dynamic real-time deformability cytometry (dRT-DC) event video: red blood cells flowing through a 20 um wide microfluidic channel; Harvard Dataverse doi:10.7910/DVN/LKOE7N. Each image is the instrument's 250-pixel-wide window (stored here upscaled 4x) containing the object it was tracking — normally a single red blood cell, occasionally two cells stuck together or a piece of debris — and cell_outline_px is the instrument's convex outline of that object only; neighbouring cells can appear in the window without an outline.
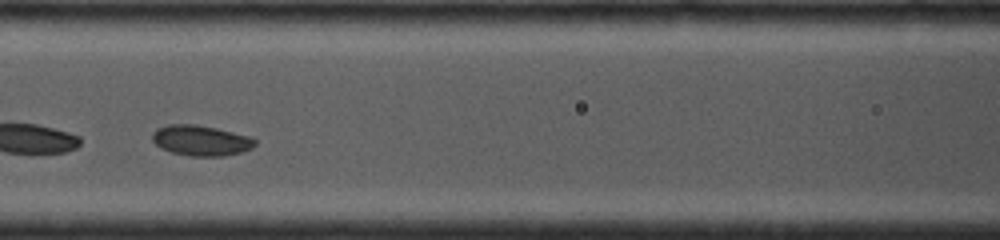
{"species": "common noctule bat (a hibernating species)", "species_latin": "Nyctalus noctula", "temperature_condition": "cold", "stored_images_in_passage": 38, "camera_frame_rate_fps": 4000, "um_per_image_px": 0.085, "animal": {"sex": "female", "body_mass_g": 19.0, "forearm_length_mm": 53.3}, "frame": {"image": 1, "passage_image": 12, "time_ms": 2.25, "image_size_px": [1000, 240], "cell_outline_px": [[256, 144], [252, 148], [240, 152], [224, 156], [188, 156], [172, 152], [160, 148], [152, 140], [152, 132], [156, 128], [168, 124], [196, 124], [216, 128], [248, 136], [256, 140]], "centroid_in_image_um": [17.04, 11.94], "position_along_channel_um": 149.6, "area_um2": 18.26}}
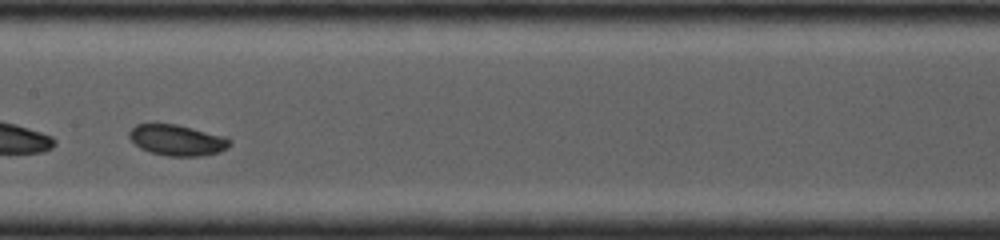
{"frame": {"image": 2, "passage_image": 17, "time_ms": 3.25, "image_size_px": [1000, 240], "cell_outline_px": [[232, 144], [228, 148], [220, 152], [200, 156], [168, 156], [152, 152], [140, 148], [128, 136], [128, 132], [136, 124], [176, 124], [224, 136], [232, 140]], "centroid_in_image_um": [15.09, 11.91], "position_along_channel_um": 192.3, "area_um2": 18.03}}
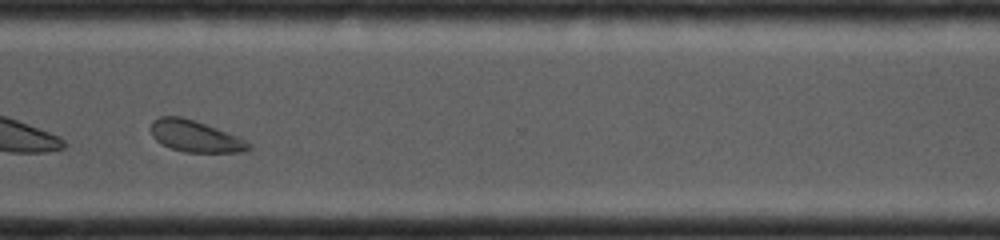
{"frame": {"image": 3, "passage_image": 32, "time_ms": 7.0, "image_size_px": [1000, 240], "cell_outline_px": [[252, 148], [248, 152], [184, 152], [160, 144], [152, 136], [148, 128], [152, 120], [160, 116], [180, 116], [240, 136], [252, 144]], "centroid_in_image_um": [16.59, 11.59], "position_along_channel_um": 354.0, "area_um2": 18.26}}